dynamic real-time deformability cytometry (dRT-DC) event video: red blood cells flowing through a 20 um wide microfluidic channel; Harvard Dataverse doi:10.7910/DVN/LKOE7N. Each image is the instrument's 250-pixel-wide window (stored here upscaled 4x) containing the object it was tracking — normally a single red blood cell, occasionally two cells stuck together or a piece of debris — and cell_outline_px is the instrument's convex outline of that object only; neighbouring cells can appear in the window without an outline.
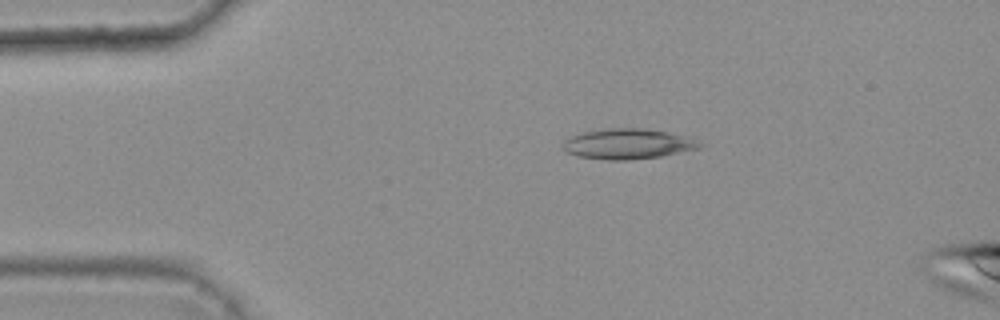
{"species": "common noctule bat (a hibernating species)", "species_latin": "Nyctalus noctula", "temperature_condition": "warm", "stored_images_in_passage": 5, "camera_frame_rate_fps": 3000, "um_per_image_px": 0.085, "animal": {"sex": "female", "body_mass_g": 25.1}, "frame": {"image": 1, "passage_image": 3, "time_ms": 0.667, "image_size_px": [1000, 320], "cell_outline_px": [[708, 144], [700, 148], [660, 156], [628, 160], [608, 160], [580, 156], [568, 152], [564, 148], [564, 140], [572, 136], [584, 132], [604, 128], [640, 128], [668, 132], [688, 136]], "centroid_in_image_um": [53.45, 12.22], "position_along_channel_um": 31.5, "area_um2": 24.1}}